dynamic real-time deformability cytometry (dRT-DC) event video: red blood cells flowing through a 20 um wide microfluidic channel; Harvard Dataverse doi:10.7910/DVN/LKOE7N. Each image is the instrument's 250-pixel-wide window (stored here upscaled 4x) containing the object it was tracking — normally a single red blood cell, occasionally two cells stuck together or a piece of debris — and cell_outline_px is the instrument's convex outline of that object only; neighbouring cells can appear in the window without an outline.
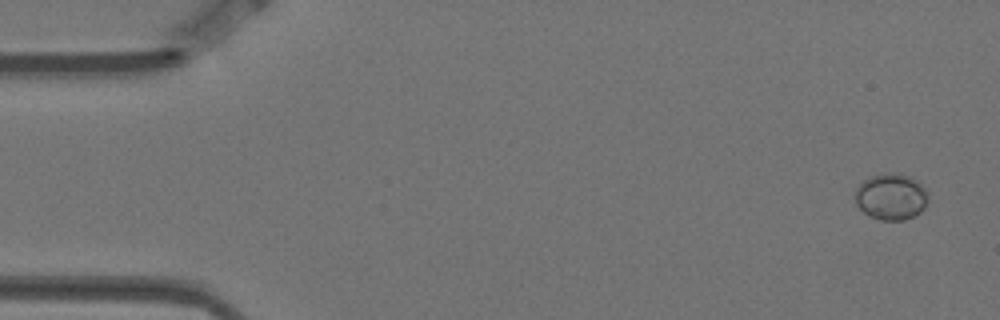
{"species": "Egyptian fruit bat (a non-hibernating species)", "species_latin": "Rousettus aegyptiacus", "temperature_condition": "warm", "stored_images_in_passage": 5, "camera_frame_rate_fps": 3000, "um_per_image_px": 0.085, "animal": {"sex": "female"}, "frame": {"image": 1, "passage_image": 1, "time_ms": 0.0, "image_size_px": [1000, 320], "cell_outline_px": [[928, 200], [924, 208], [920, 212], [904, 220], [880, 220], [868, 216], [856, 204], [856, 188], [864, 180], [872, 176], [884, 172], [896, 172], [912, 176], [928, 192]], "centroid_in_image_um": [75.75, 16.7], "position_along_channel_um": 9.2, "area_um2": 19.88}}
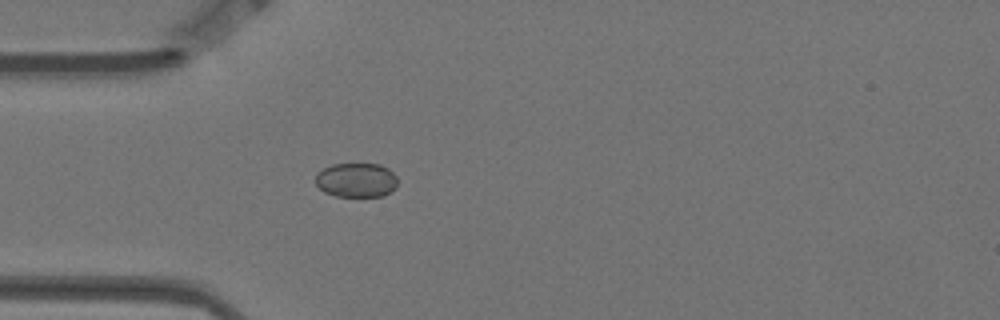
{"frame": {"image": 2, "passage_image": 5, "time_ms": 1.333, "image_size_px": [1000, 320], "cell_outline_px": [[396, 188], [384, 196], [336, 196], [324, 192], [316, 184], [316, 176], [324, 168], [332, 164], [380, 164], [388, 168], [396, 176]], "centroid_in_image_um": [30.31, 15.31], "position_along_channel_um": 54.7, "area_um2": 16.36}}